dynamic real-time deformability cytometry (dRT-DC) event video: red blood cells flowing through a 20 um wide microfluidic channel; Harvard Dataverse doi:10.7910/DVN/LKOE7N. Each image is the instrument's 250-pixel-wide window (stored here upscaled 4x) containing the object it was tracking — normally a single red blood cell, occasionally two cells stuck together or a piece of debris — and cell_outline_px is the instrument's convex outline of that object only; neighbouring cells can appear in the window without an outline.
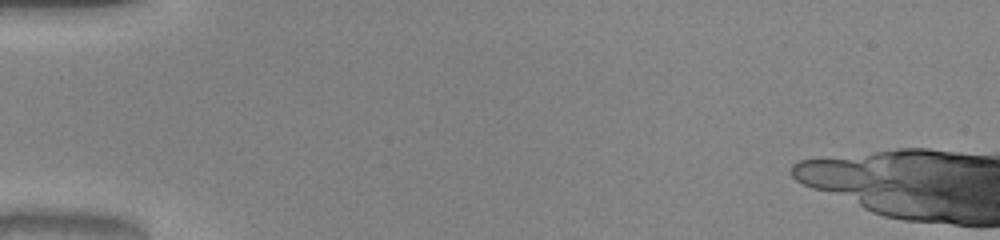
{"species": "common noctule bat (a hibernating species)", "species_latin": "Nyctalus noctula", "temperature_condition": "warm", "stored_images_in_passage": 14, "camera_frame_rate_fps": 3000, "um_per_image_px": 0.085, "animal": {"sex": "male", "body_mass_g": 20.0, "forearm_length_mm": 53.3}, "frame": {"image": 1, "passage_image": 3, "time_ms": 0.667, "image_size_px": [1000, 240], "cell_outline_px": [[860, 188], [856, 192], [820, 188], [808, 184], [800, 180], [792, 172], [792, 168], [796, 164], [808, 160], [844, 160], [860, 164]], "centroid_in_image_um": [70.52, 14.82], "position_along_channel_um": 14.5, "area_um2": 12.54}}